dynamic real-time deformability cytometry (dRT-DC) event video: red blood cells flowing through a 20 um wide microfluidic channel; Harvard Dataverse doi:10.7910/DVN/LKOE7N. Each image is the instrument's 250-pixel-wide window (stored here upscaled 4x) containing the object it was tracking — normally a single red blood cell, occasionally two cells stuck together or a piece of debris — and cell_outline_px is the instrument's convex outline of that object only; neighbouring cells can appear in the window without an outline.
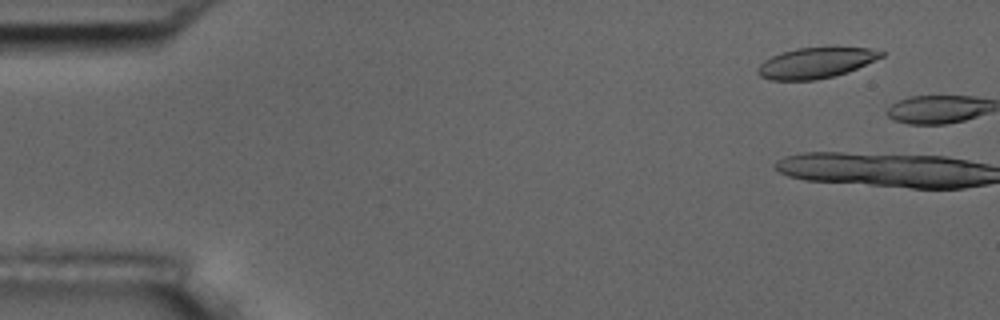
{"species": "common noctule bat (a hibernating species)", "species_latin": "Nyctalus noctula", "temperature_condition": "room temperature", "stored_images_in_passage": 6, "camera_frame_rate_fps": 3000, "um_per_image_px": 0.085, "animal": {"sex": "male", "body_mass_g": 17.5, "forearm_length_mm": 52.3}, "frame": {"image": 1, "passage_image": 5, "time_ms": 1.333, "image_size_px": [1000, 320], "cell_outline_px": [[884, 56], [848, 72], [816, 80], [768, 80], [760, 76], [756, 72], [756, 68], [764, 60], [772, 56], [796, 48], [836, 44], [868, 48], [884, 52]], "centroid_in_image_um": [69.37, 5.3], "position_along_channel_um": 15.6, "area_um2": 22.83}}